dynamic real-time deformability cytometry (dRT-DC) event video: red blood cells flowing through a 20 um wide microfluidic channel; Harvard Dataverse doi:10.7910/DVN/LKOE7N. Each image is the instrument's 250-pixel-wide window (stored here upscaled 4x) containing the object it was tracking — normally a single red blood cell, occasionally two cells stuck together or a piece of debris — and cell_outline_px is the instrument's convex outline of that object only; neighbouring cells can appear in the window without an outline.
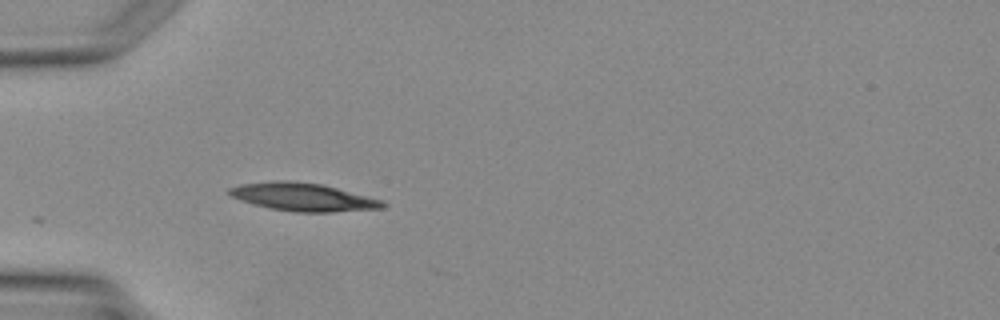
{"species": "Egyptian fruit bat (a non-hibernating species)", "species_latin": "Rousettus aegyptiacus", "temperature_condition": "warm", "stored_images_in_passage": 3, "camera_frame_rate_fps": 3000, "um_per_image_px": 0.085, "animal": {"sex": "female"}, "frame": {"image": 1, "passage_image": 3, "time_ms": 2.333, "image_size_px": [1000, 320], "cell_outline_px": [[388, 204], [384, 208], [332, 212], [296, 212], [272, 208], [252, 204], [240, 200], [232, 196], [228, 192], [228, 188], [240, 184], [272, 180], [288, 180], [320, 184], [384, 200]], "centroid_in_image_um": [25.76, 16.74], "position_along_channel_um": 59.2, "area_um2": 25.03}}